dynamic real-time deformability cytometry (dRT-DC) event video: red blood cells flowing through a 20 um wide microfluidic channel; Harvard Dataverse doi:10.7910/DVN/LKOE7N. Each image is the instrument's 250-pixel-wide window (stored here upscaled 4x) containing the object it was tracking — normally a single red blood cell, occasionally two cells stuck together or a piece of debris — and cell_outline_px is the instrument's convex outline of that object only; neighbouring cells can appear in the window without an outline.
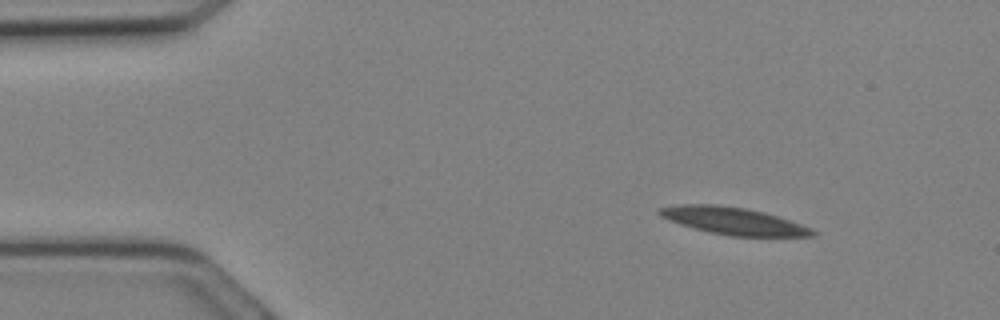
{"species": "Egyptian fruit bat (a non-hibernating species)", "species_latin": "Rousettus aegyptiacus", "temperature_condition": "cold", "stored_images_in_passage": 21, "camera_frame_rate_fps": 3000, "um_per_image_px": 0.085, "animal": {"sex": "female"}, "frame": {"image": 1, "passage_image": 3, "time_ms": 0.667, "image_size_px": [1000, 320], "cell_outline_px": [[816, 236], [732, 236], [712, 232], [680, 224], [668, 220], [660, 216], [656, 212], [660, 208], [680, 204], [716, 204], [744, 208], [764, 212], [812, 228], [816, 232]], "centroid_in_image_um": [62.32, 18.77], "position_along_channel_um": 22.7, "area_um2": 23.93}}
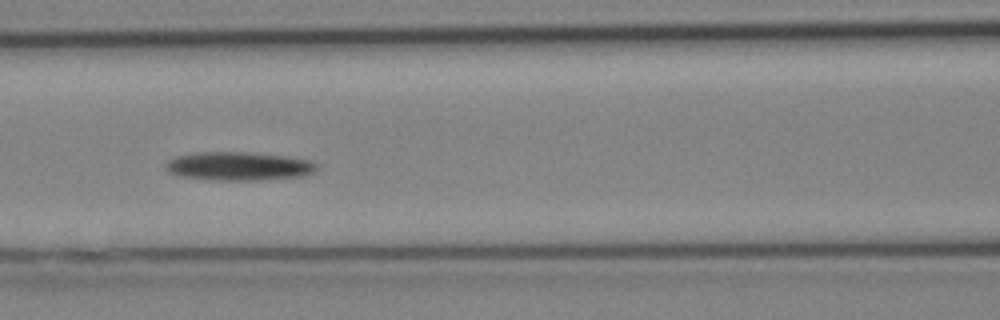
{"frame": {"image": 2, "passage_image": 12, "time_ms": 3.667, "image_size_px": [1000, 320], "cell_outline_px": [[316, 168], [312, 172], [304, 176], [260, 180], [212, 180], [176, 176], [168, 172], [164, 168], [168, 160], [176, 156], [196, 152], [244, 152], [288, 156], [308, 160], [316, 164]], "centroid_in_image_um": [20.22, 14.13], "position_along_channel_um": 146.4, "area_um2": 25.26}}
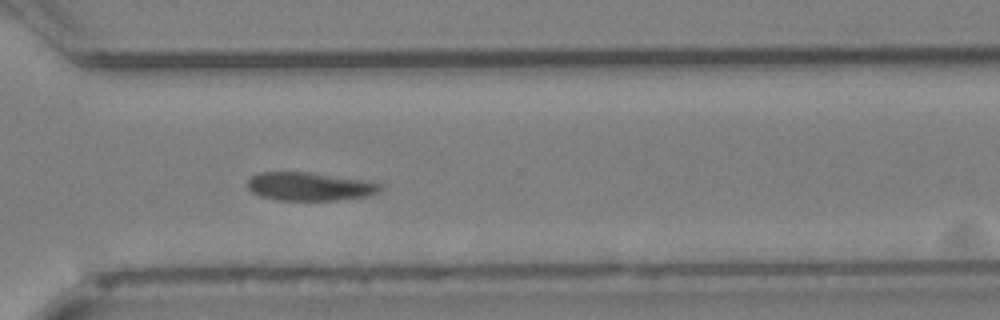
{"frame": {"image": 3, "passage_image": 21, "time_ms": 6.667, "image_size_px": [1000, 320], "cell_outline_px": [[384, 188], [368, 196], [336, 200], [276, 200], [260, 196], [252, 192], [248, 188], [248, 180], [252, 176], [260, 172], [308, 172], [368, 180], [384, 184]], "centroid_in_image_um": [26.36, 15.85], "position_along_channel_um": 344.2, "area_um2": 22.08}}